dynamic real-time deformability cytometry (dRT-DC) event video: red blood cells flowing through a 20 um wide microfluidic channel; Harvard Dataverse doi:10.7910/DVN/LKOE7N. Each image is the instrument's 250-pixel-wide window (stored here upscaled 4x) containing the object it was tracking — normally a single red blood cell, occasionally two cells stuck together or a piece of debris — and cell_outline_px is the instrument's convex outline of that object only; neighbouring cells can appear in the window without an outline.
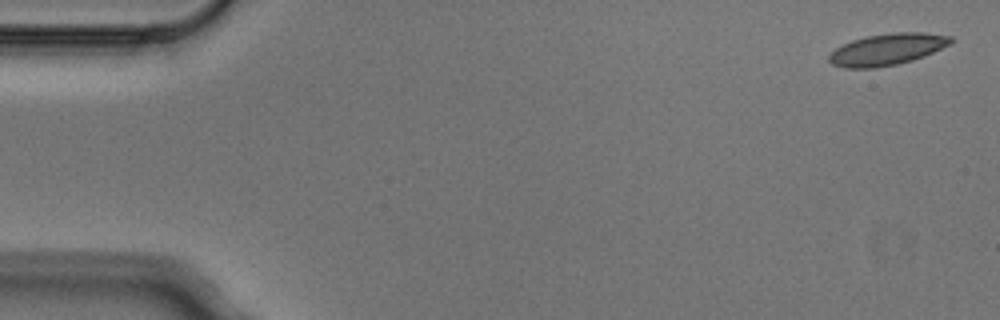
{"species": "Egyptian fruit bat (a non-hibernating species)", "species_latin": "Rousettus aegyptiacus", "temperature_condition": "cold", "stored_images_in_passage": 5, "camera_frame_rate_fps": 3000, "um_per_image_px": 0.085, "animal": {"sex": "male"}, "frame": {"image": 1, "passage_image": 1, "time_ms": 0.0, "image_size_px": [1000, 320], "cell_outline_px": [[956, 40], [952, 44], [924, 56], [912, 60], [896, 64], [876, 68], [844, 68], [832, 64], [828, 60], [828, 56], [836, 48], [852, 40], [868, 36], [892, 32], [924, 32], [952, 36]], "centroid_in_image_um": [75.46, 4.19], "position_along_channel_um": 9.5, "area_um2": 22.54}}
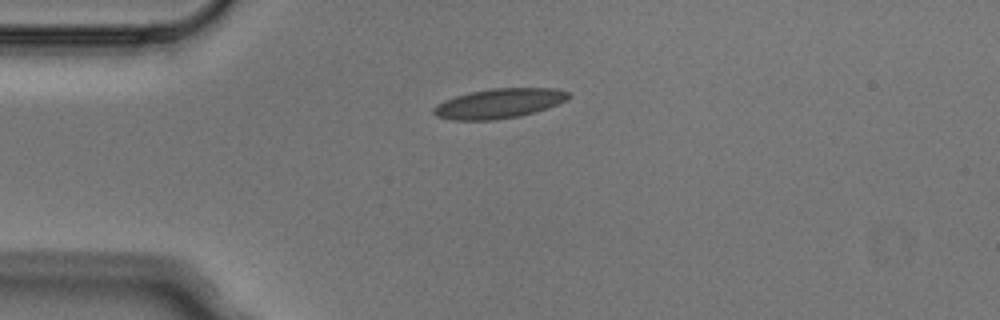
{"frame": {"image": 2, "passage_image": 4, "time_ms": 1.0, "image_size_px": [1000, 320], "cell_outline_px": [[572, 96], [556, 104], [520, 116], [492, 120], [452, 120], [436, 116], [432, 112], [432, 108], [436, 104], [444, 100], [456, 96], [472, 92], [492, 88], [556, 88], [568, 92]], "centroid_in_image_um": [42.37, 8.79], "position_along_channel_um": 42.6, "area_um2": 23.12}}